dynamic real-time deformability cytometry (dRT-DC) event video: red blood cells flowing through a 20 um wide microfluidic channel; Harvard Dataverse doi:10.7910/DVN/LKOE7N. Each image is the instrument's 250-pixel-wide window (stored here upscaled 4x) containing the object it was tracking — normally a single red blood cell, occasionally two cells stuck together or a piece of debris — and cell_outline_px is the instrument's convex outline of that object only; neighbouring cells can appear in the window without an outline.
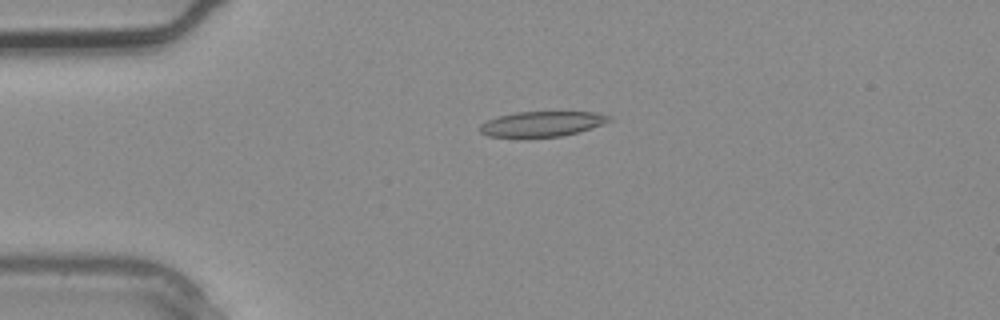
{"species": "common noctule bat (a hibernating species)", "species_latin": "Nyctalus noctula", "temperature_condition": "warm", "stored_images_in_passage": 3, "camera_frame_rate_fps": 3000, "um_per_image_px": 0.085, "animal": {"sex": "male", "body_mass_g": 20.4}, "frame": {"image": 1, "passage_image": 3, "time_ms": 0.667, "image_size_px": [1000, 320], "cell_outline_px": [[612, 120], [580, 132], [564, 136], [528, 140], [488, 136], [480, 132], [480, 124], [488, 120], [500, 116], [516, 112], [592, 112], [612, 116]], "centroid_in_image_um": [46.03, 10.58], "position_along_channel_um": 39.0, "area_um2": 19.71}}